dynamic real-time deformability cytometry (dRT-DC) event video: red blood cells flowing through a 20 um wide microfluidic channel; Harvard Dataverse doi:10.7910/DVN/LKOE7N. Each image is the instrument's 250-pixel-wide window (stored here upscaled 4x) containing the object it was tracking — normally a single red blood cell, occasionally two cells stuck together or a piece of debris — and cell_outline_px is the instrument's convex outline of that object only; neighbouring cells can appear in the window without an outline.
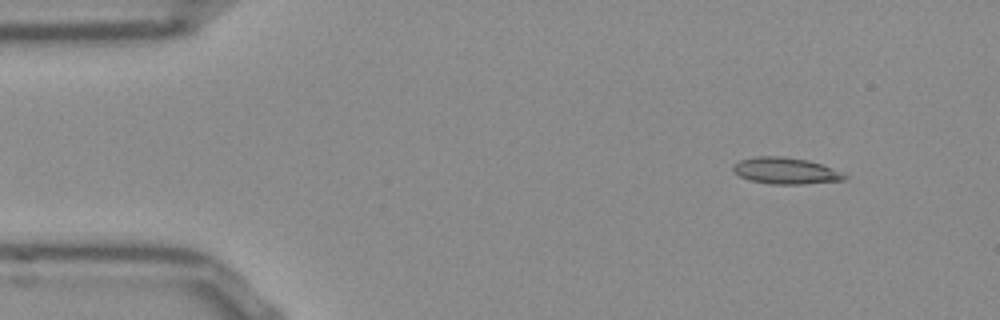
{"species": "Egyptian fruit bat (a non-hibernating species)", "species_latin": "Rousettus aegyptiacus", "temperature_condition": "room temperature", "stored_images_in_passage": 48, "camera_frame_rate_fps": 3000, "um_per_image_px": 0.085, "frame": {"image": 1, "passage_image": 1, "time_ms": 0.0, "image_size_px": [1000, 320], "cell_outline_px": [[848, 176], [844, 180], [804, 184], [772, 184], [748, 180], [740, 176], [732, 168], [732, 164], [740, 160], [756, 156], [784, 156], [808, 160], [820, 164]], "centroid_in_image_um": [66.73, 14.51], "position_along_channel_um": 18.3, "area_um2": 17.05}}
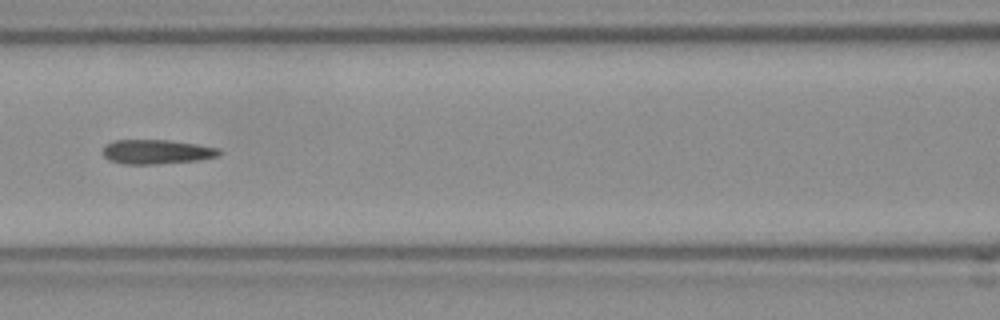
{"frame": {"image": 2, "passage_image": 18, "time_ms": 5.667, "image_size_px": [1000, 320], "cell_outline_px": [[224, 152], [216, 156], [200, 160], [156, 164], [124, 164], [108, 160], [104, 156], [104, 148], [108, 144], [116, 140], [168, 140], [196, 144], [220, 148]], "centroid_in_image_um": [13.36, 12.91], "position_along_channel_um": 153.2, "area_um2": 16.47}}
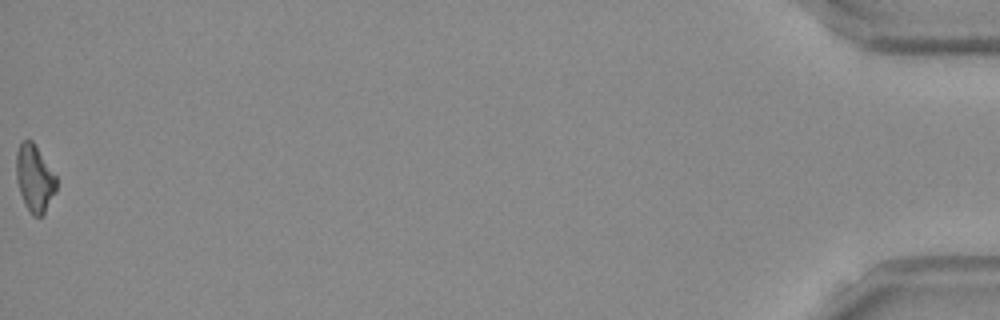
{"frame": {"image": 3, "passage_image": 48, "time_ms": 15.667, "image_size_px": [1000, 320], "cell_outline_px": [[56, 192], [44, 212], [40, 216], [32, 216], [24, 204], [16, 180], [16, 152], [20, 144], [24, 140], [32, 140], [56, 176]], "centroid_in_image_um": [2.92, 15.16], "position_along_channel_um": 432.3, "area_um2": 15.55}}